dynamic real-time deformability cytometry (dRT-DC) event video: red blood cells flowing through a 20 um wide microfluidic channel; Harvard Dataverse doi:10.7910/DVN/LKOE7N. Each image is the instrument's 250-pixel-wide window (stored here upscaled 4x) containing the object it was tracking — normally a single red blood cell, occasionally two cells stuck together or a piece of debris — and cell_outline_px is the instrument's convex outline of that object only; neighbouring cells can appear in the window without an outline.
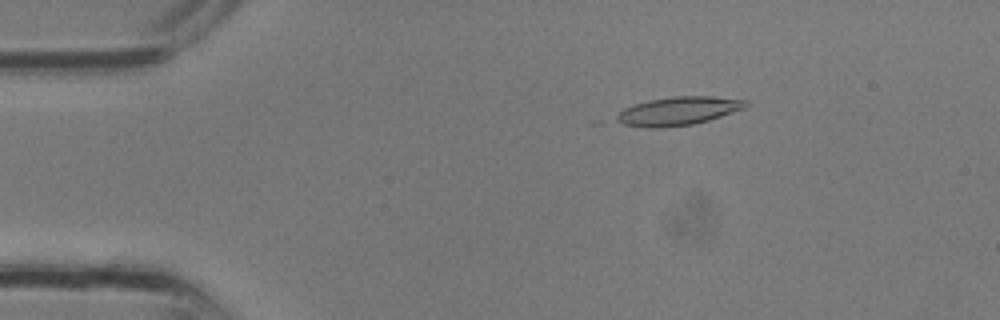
{"species": "common noctule bat (a hibernating species)", "species_latin": "Nyctalus noctula", "temperature_condition": "room temperature", "stored_images_in_passage": 16, "camera_frame_rate_fps": 3000, "um_per_image_px": 0.085, "animal": {"sex": "male", "body_mass_g": 13.3}, "frame": {"image": 1, "passage_image": 5, "time_ms": 1.333, "image_size_px": [1000, 320], "cell_outline_px": [[748, 104], [744, 108], [708, 120], [692, 124], [660, 128], [648, 128], [588, 124], [596, 120], [624, 108], [648, 100], [672, 96], [712, 96], [748, 100]], "centroid_in_image_um": [57.15, 9.5], "position_along_channel_um": 27.9, "area_um2": 23.29}}
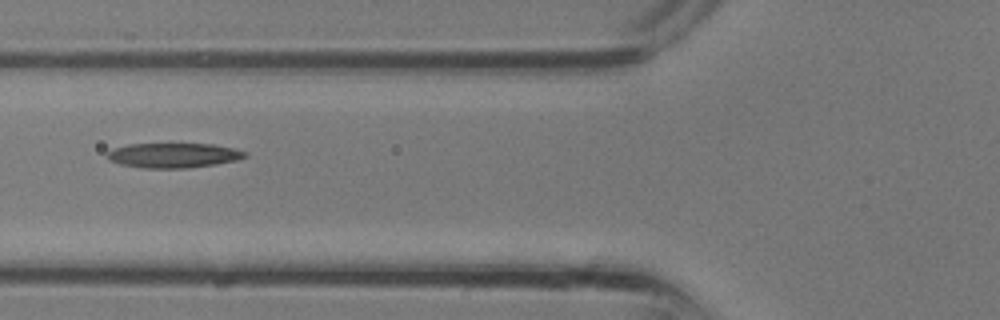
{"frame": {"image": 2, "passage_image": 12, "time_ms": 3.667, "image_size_px": [1000, 320], "cell_outline_px": [[248, 156], [236, 160], [216, 164], [188, 168], [140, 168], [120, 164], [108, 160], [108, 152], [112, 148], [128, 144], [212, 144], [232, 148], [248, 152]], "centroid_in_image_um": [14.73, 13.21], "position_along_channel_um": 111.1, "area_um2": 19.94}}
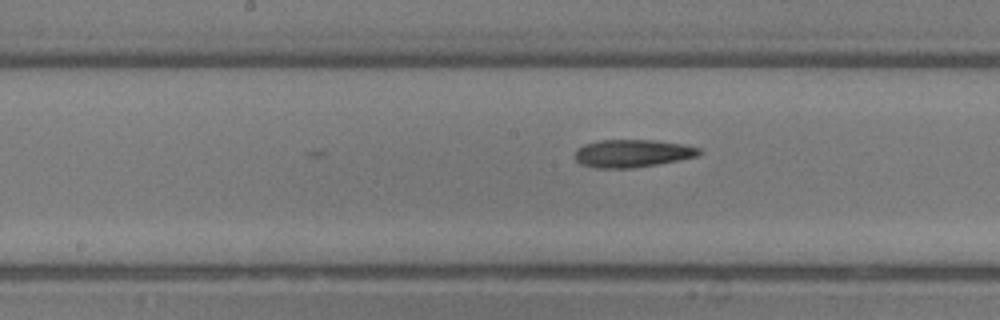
{"frame": {"image": 3, "passage_image": 16, "time_ms": 5.0, "image_size_px": [1000, 320], "cell_outline_px": [[704, 152], [700, 156], [680, 160], [656, 164], [628, 168], [596, 168], [580, 164], [576, 160], [576, 148], [584, 144], [600, 140], [652, 140], [684, 144], [700, 148]], "centroid_in_image_um": [53.79, 13.03], "position_along_channel_um": 194.4, "area_um2": 20.17}}